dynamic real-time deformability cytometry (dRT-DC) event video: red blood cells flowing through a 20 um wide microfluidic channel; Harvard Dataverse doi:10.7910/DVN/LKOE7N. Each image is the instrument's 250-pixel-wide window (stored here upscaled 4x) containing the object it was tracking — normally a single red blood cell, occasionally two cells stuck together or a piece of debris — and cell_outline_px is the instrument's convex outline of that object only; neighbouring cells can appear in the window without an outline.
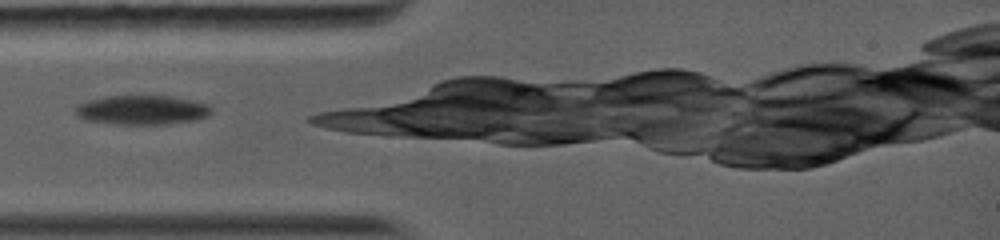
{"species": "common noctule bat (a hibernating species)", "species_latin": "Nyctalus noctula", "temperature_condition": "warm", "stored_images_in_passage": 3, "camera_frame_rate_fps": 5000, "um_per_image_px": 0.085, "animal": {"sex": "female", "body_mass_g": 19.0, "forearm_length_mm": 56.7}, "frame": {"image": 1, "passage_image": 1, "time_ms": 0.0, "image_size_px": [1000, 240], "cell_outline_px": [[212, 112], [208, 116], [196, 120], [168, 124], [116, 124], [84, 120], [76, 116], [76, 104], [88, 100], [104, 96], [168, 96], [192, 100], [208, 104], [212, 108]], "centroid_in_image_um": [12.06, 9.35], "position_along_channel_um": 72.9, "area_um2": 23.41}}
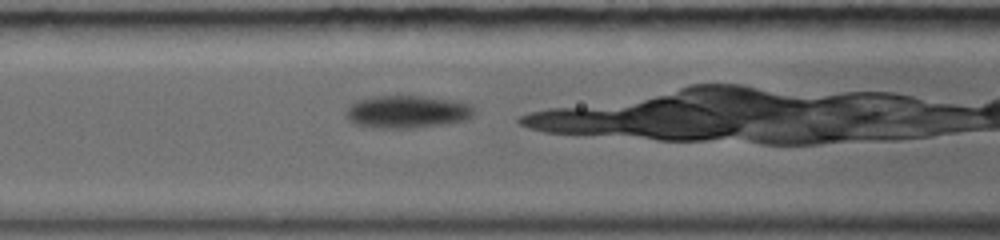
{"frame": {"image": 2, "passage_image": 3, "time_ms": 1.6, "image_size_px": [1000, 240], "cell_outline_px": [[476, 112], [468, 120], [440, 124], [408, 128], [372, 128], [352, 124], [348, 120], [348, 104], [356, 100], [372, 96], [424, 96], [460, 100], [468, 104]], "centroid_in_image_um": [34.6, 9.49], "position_along_channel_um": 132.0, "area_um2": 24.62}}